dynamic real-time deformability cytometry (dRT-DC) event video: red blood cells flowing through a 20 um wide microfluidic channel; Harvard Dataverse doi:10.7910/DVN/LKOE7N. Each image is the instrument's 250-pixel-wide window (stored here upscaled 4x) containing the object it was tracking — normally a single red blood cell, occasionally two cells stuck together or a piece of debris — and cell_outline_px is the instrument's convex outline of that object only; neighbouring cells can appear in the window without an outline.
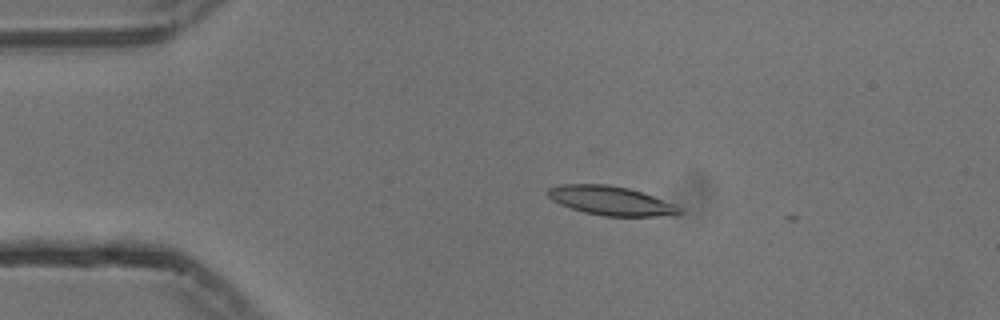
{"species": "common noctule bat (a hibernating species)", "species_latin": "Nyctalus noctula", "temperature_condition": "cold", "stored_images_in_passage": 38, "camera_frame_rate_fps": 3000, "um_per_image_px": 0.085, "animal": {"sex": "male", "body_mass_g": 13.3}, "frame": {"image": 1, "passage_image": 2, "time_ms": 0.333, "image_size_px": [1000, 320], "cell_outline_px": [[684, 212], [680, 216], [604, 216], [584, 212], [560, 204], [552, 200], [544, 192], [548, 188], [560, 184], [608, 184], [628, 188], [644, 192], [672, 204], [680, 208]], "centroid_in_image_um": [51.93, 17.06], "position_along_channel_um": 33.1, "area_um2": 22.48}}
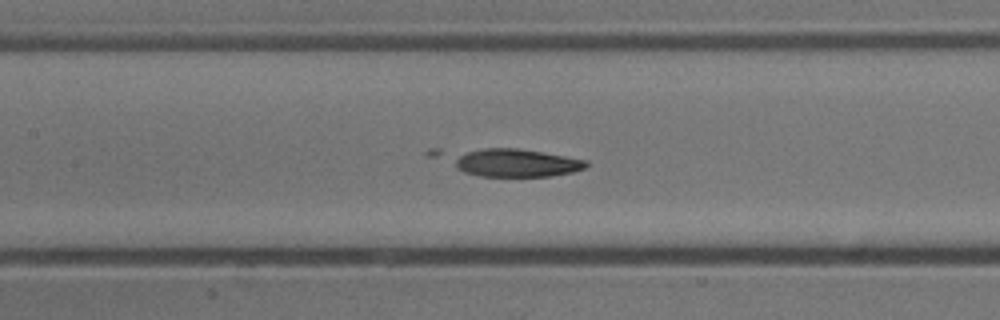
{"frame": {"image": 2, "passage_image": 16, "time_ms": 5.0, "image_size_px": [1000, 320], "cell_outline_px": [[588, 164], [584, 168], [572, 172], [552, 176], [480, 176], [464, 172], [456, 168], [456, 160], [460, 156], [468, 152], [484, 148], [516, 148], [588, 160]], "centroid_in_image_um": [43.93, 13.86], "position_along_channel_um": 163.5, "area_um2": 21.04}}
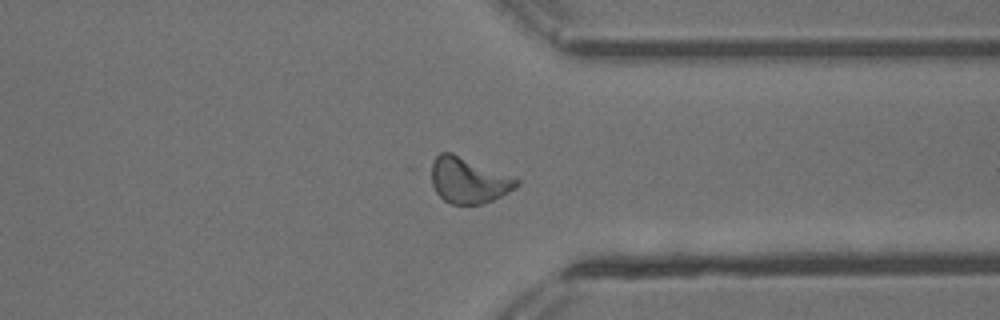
{"frame": {"image": 3, "passage_image": 33, "time_ms": 10.667, "image_size_px": [1000, 320], "cell_outline_px": [[520, 184], [508, 192], [492, 200], [480, 204], [452, 204], [444, 200], [436, 192], [424, 168], [440, 152], [452, 152], [516, 176], [520, 180]], "centroid_in_image_um": [39.75, 15.27], "position_along_channel_um": 371.6, "area_um2": 23.7}}